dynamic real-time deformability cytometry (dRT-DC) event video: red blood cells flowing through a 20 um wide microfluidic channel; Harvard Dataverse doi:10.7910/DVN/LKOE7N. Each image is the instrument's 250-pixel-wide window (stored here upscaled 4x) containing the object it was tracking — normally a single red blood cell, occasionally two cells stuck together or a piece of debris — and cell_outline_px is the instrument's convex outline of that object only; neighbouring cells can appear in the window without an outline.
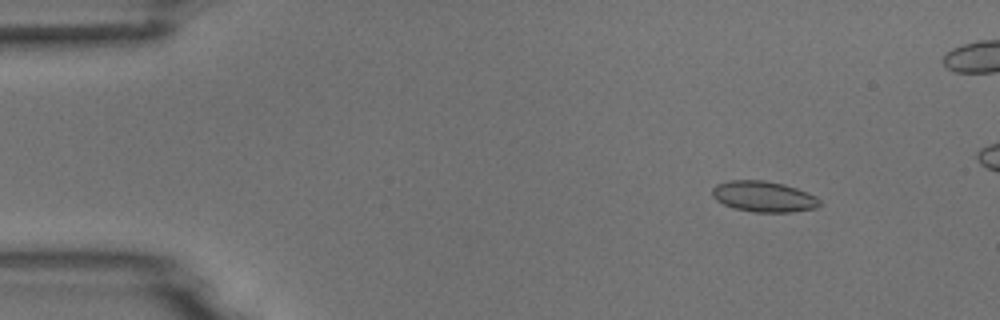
{"species": "common noctule bat (a hibernating species)", "species_latin": "Nyctalus noctula", "temperature_condition": "room temperature", "stored_images_in_passage": 4, "camera_frame_rate_fps": 3000, "um_per_image_px": 0.085, "animal": {"sex": "male", "body_mass_g": 18.8}, "frame": {"image": 1, "passage_image": 1, "time_ms": 0.0, "image_size_px": [1000, 320], "cell_outline_px": [[820, 204], [816, 208], [792, 212], [756, 212], [736, 208], [724, 204], [716, 200], [712, 196], [712, 188], [716, 184], [728, 180], [764, 180], [784, 184], [796, 188], [816, 196], [820, 200]], "centroid_in_image_um": [64.9, 16.7], "position_along_channel_um": 20.1, "area_um2": 19.25}}